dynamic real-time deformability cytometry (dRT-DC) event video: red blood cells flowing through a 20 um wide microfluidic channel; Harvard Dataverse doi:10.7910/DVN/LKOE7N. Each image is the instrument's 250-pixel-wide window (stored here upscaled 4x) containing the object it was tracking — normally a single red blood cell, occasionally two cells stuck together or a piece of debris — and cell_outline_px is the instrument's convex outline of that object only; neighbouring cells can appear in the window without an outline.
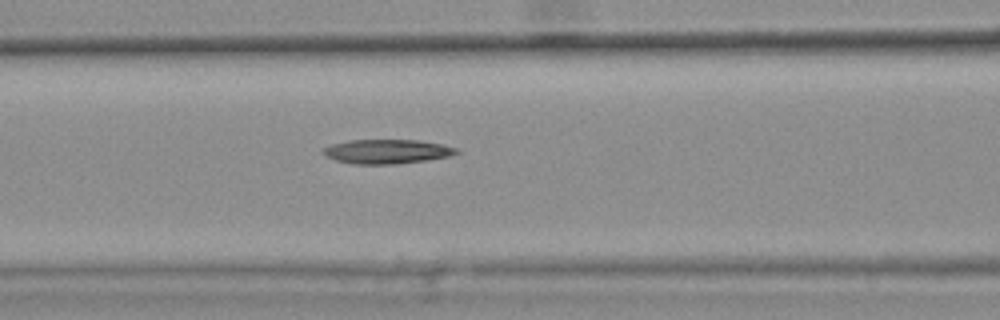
{"species": "common noctule bat (a hibernating species)", "species_latin": "Nyctalus noctula", "temperature_condition": "warm", "stored_images_in_passage": 46, "camera_frame_rate_fps": 3000, "um_per_image_px": 0.085, "animal": {"sex": "female", "body_mass_g": 25.1}, "frame": {"image": 1, "passage_image": 20, "time_ms": 6.333, "image_size_px": [1000, 320], "cell_outline_px": [[460, 152], [448, 156], [428, 160], [396, 164], [352, 164], [336, 160], [324, 156], [320, 152], [324, 148], [332, 144], [348, 140], [420, 140], [444, 144], [460, 148]], "centroid_in_image_um": [32.91, 12.87], "position_along_channel_um": 133.7, "area_um2": 19.13}}